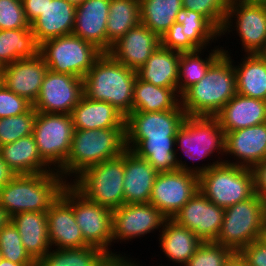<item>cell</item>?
<instances>
[{
	"instance_id": "1",
	"label": "cell",
	"mask_w": 266,
	"mask_h": 266,
	"mask_svg": "<svg viewBox=\"0 0 266 266\" xmlns=\"http://www.w3.org/2000/svg\"><path fill=\"white\" fill-rule=\"evenodd\" d=\"M223 54L209 67L206 75L180 95L187 116L215 117L236 94L234 60L222 47Z\"/></svg>"
},
{
	"instance_id": "2",
	"label": "cell",
	"mask_w": 266,
	"mask_h": 266,
	"mask_svg": "<svg viewBox=\"0 0 266 266\" xmlns=\"http://www.w3.org/2000/svg\"><path fill=\"white\" fill-rule=\"evenodd\" d=\"M137 72L102 53L83 78L84 96L110 103L125 117L132 112V99Z\"/></svg>"
},
{
	"instance_id": "3",
	"label": "cell",
	"mask_w": 266,
	"mask_h": 266,
	"mask_svg": "<svg viewBox=\"0 0 266 266\" xmlns=\"http://www.w3.org/2000/svg\"><path fill=\"white\" fill-rule=\"evenodd\" d=\"M66 184L57 171L14 175L0 189V206L9 217L21 212L46 213Z\"/></svg>"
},
{
	"instance_id": "4",
	"label": "cell",
	"mask_w": 266,
	"mask_h": 266,
	"mask_svg": "<svg viewBox=\"0 0 266 266\" xmlns=\"http://www.w3.org/2000/svg\"><path fill=\"white\" fill-rule=\"evenodd\" d=\"M126 149L125 128L75 130L69 155L58 173L71 183L88 167L116 158Z\"/></svg>"
},
{
	"instance_id": "5",
	"label": "cell",
	"mask_w": 266,
	"mask_h": 266,
	"mask_svg": "<svg viewBox=\"0 0 266 266\" xmlns=\"http://www.w3.org/2000/svg\"><path fill=\"white\" fill-rule=\"evenodd\" d=\"M266 224V202L254 194L224 210L223 222L215 242L239 253L262 238Z\"/></svg>"
},
{
	"instance_id": "6",
	"label": "cell",
	"mask_w": 266,
	"mask_h": 266,
	"mask_svg": "<svg viewBox=\"0 0 266 266\" xmlns=\"http://www.w3.org/2000/svg\"><path fill=\"white\" fill-rule=\"evenodd\" d=\"M198 189L225 209L255 194L253 173L251 168L218 163L198 176Z\"/></svg>"
},
{
	"instance_id": "7",
	"label": "cell",
	"mask_w": 266,
	"mask_h": 266,
	"mask_svg": "<svg viewBox=\"0 0 266 266\" xmlns=\"http://www.w3.org/2000/svg\"><path fill=\"white\" fill-rule=\"evenodd\" d=\"M124 152L85 169L71 184L87 199L115 210L124 204Z\"/></svg>"
},
{
	"instance_id": "8",
	"label": "cell",
	"mask_w": 266,
	"mask_h": 266,
	"mask_svg": "<svg viewBox=\"0 0 266 266\" xmlns=\"http://www.w3.org/2000/svg\"><path fill=\"white\" fill-rule=\"evenodd\" d=\"M175 145L176 152L181 151L187 160L205 161L217 152L218 163L224 162L225 132L216 117L186 116L176 133Z\"/></svg>"
},
{
	"instance_id": "9",
	"label": "cell",
	"mask_w": 266,
	"mask_h": 266,
	"mask_svg": "<svg viewBox=\"0 0 266 266\" xmlns=\"http://www.w3.org/2000/svg\"><path fill=\"white\" fill-rule=\"evenodd\" d=\"M39 54L49 70L84 78L102 52L73 34L47 40L39 45Z\"/></svg>"
},
{
	"instance_id": "10",
	"label": "cell",
	"mask_w": 266,
	"mask_h": 266,
	"mask_svg": "<svg viewBox=\"0 0 266 266\" xmlns=\"http://www.w3.org/2000/svg\"><path fill=\"white\" fill-rule=\"evenodd\" d=\"M71 114L36 111L32 135L41 159L53 170L59 171L69 155L74 135Z\"/></svg>"
},
{
	"instance_id": "11",
	"label": "cell",
	"mask_w": 266,
	"mask_h": 266,
	"mask_svg": "<svg viewBox=\"0 0 266 266\" xmlns=\"http://www.w3.org/2000/svg\"><path fill=\"white\" fill-rule=\"evenodd\" d=\"M60 195L72 206L84 241L104 252H113L110 249L113 211L87 199L71 183L64 186Z\"/></svg>"
},
{
	"instance_id": "12",
	"label": "cell",
	"mask_w": 266,
	"mask_h": 266,
	"mask_svg": "<svg viewBox=\"0 0 266 266\" xmlns=\"http://www.w3.org/2000/svg\"><path fill=\"white\" fill-rule=\"evenodd\" d=\"M233 31L241 38L245 54H257L266 42V6L250 0H232L220 38Z\"/></svg>"
},
{
	"instance_id": "13",
	"label": "cell",
	"mask_w": 266,
	"mask_h": 266,
	"mask_svg": "<svg viewBox=\"0 0 266 266\" xmlns=\"http://www.w3.org/2000/svg\"><path fill=\"white\" fill-rule=\"evenodd\" d=\"M198 191L197 175L182 170L160 172L156 176L149 203L167 219H172Z\"/></svg>"
},
{
	"instance_id": "14",
	"label": "cell",
	"mask_w": 266,
	"mask_h": 266,
	"mask_svg": "<svg viewBox=\"0 0 266 266\" xmlns=\"http://www.w3.org/2000/svg\"><path fill=\"white\" fill-rule=\"evenodd\" d=\"M167 218L151 203L123 204L112 212V241L127 242L160 232ZM161 228V229H160Z\"/></svg>"
},
{
	"instance_id": "15",
	"label": "cell",
	"mask_w": 266,
	"mask_h": 266,
	"mask_svg": "<svg viewBox=\"0 0 266 266\" xmlns=\"http://www.w3.org/2000/svg\"><path fill=\"white\" fill-rule=\"evenodd\" d=\"M83 95L82 78L48 70L32 106L37 112L71 114Z\"/></svg>"
},
{
	"instance_id": "16",
	"label": "cell",
	"mask_w": 266,
	"mask_h": 266,
	"mask_svg": "<svg viewBox=\"0 0 266 266\" xmlns=\"http://www.w3.org/2000/svg\"><path fill=\"white\" fill-rule=\"evenodd\" d=\"M126 148L146 159L158 173L182 170L199 176L218 164L215 160L207 165L188 166L176 152L175 139H126Z\"/></svg>"
},
{
	"instance_id": "17",
	"label": "cell",
	"mask_w": 266,
	"mask_h": 266,
	"mask_svg": "<svg viewBox=\"0 0 266 266\" xmlns=\"http://www.w3.org/2000/svg\"><path fill=\"white\" fill-rule=\"evenodd\" d=\"M224 210L198 191L172 220L194 232L203 242L216 241L223 222Z\"/></svg>"
},
{
	"instance_id": "18",
	"label": "cell",
	"mask_w": 266,
	"mask_h": 266,
	"mask_svg": "<svg viewBox=\"0 0 266 266\" xmlns=\"http://www.w3.org/2000/svg\"><path fill=\"white\" fill-rule=\"evenodd\" d=\"M186 116L184 109L132 111L125 120L126 139H175Z\"/></svg>"
},
{
	"instance_id": "19",
	"label": "cell",
	"mask_w": 266,
	"mask_h": 266,
	"mask_svg": "<svg viewBox=\"0 0 266 266\" xmlns=\"http://www.w3.org/2000/svg\"><path fill=\"white\" fill-rule=\"evenodd\" d=\"M48 70L39 53L32 58L18 59L2 67V84L33 105Z\"/></svg>"
},
{
	"instance_id": "20",
	"label": "cell",
	"mask_w": 266,
	"mask_h": 266,
	"mask_svg": "<svg viewBox=\"0 0 266 266\" xmlns=\"http://www.w3.org/2000/svg\"><path fill=\"white\" fill-rule=\"evenodd\" d=\"M225 156V163L247 168L263 161L266 158V122L226 132ZM228 156L236 161L229 160Z\"/></svg>"
},
{
	"instance_id": "21",
	"label": "cell",
	"mask_w": 266,
	"mask_h": 266,
	"mask_svg": "<svg viewBox=\"0 0 266 266\" xmlns=\"http://www.w3.org/2000/svg\"><path fill=\"white\" fill-rule=\"evenodd\" d=\"M160 45V37L139 23L113 44L108 53L121 64L137 72Z\"/></svg>"
},
{
	"instance_id": "22",
	"label": "cell",
	"mask_w": 266,
	"mask_h": 266,
	"mask_svg": "<svg viewBox=\"0 0 266 266\" xmlns=\"http://www.w3.org/2000/svg\"><path fill=\"white\" fill-rule=\"evenodd\" d=\"M111 0H83L75 9L73 35L108 53L107 19Z\"/></svg>"
},
{
	"instance_id": "23",
	"label": "cell",
	"mask_w": 266,
	"mask_h": 266,
	"mask_svg": "<svg viewBox=\"0 0 266 266\" xmlns=\"http://www.w3.org/2000/svg\"><path fill=\"white\" fill-rule=\"evenodd\" d=\"M46 213L51 248L55 246L56 249H72L89 246L75 220L72 206L61 195Z\"/></svg>"
},
{
	"instance_id": "24",
	"label": "cell",
	"mask_w": 266,
	"mask_h": 266,
	"mask_svg": "<svg viewBox=\"0 0 266 266\" xmlns=\"http://www.w3.org/2000/svg\"><path fill=\"white\" fill-rule=\"evenodd\" d=\"M76 5L67 0H47L44 11L31 24L38 45L73 33Z\"/></svg>"
},
{
	"instance_id": "25",
	"label": "cell",
	"mask_w": 266,
	"mask_h": 266,
	"mask_svg": "<svg viewBox=\"0 0 266 266\" xmlns=\"http://www.w3.org/2000/svg\"><path fill=\"white\" fill-rule=\"evenodd\" d=\"M158 172L131 150L124 151V204L149 203Z\"/></svg>"
},
{
	"instance_id": "26",
	"label": "cell",
	"mask_w": 266,
	"mask_h": 266,
	"mask_svg": "<svg viewBox=\"0 0 266 266\" xmlns=\"http://www.w3.org/2000/svg\"><path fill=\"white\" fill-rule=\"evenodd\" d=\"M224 132L266 122V101L236 94L215 116Z\"/></svg>"
},
{
	"instance_id": "27",
	"label": "cell",
	"mask_w": 266,
	"mask_h": 266,
	"mask_svg": "<svg viewBox=\"0 0 266 266\" xmlns=\"http://www.w3.org/2000/svg\"><path fill=\"white\" fill-rule=\"evenodd\" d=\"M71 117L75 130L125 128L126 117L110 103L94 101L83 95L73 108Z\"/></svg>"
},
{
	"instance_id": "28",
	"label": "cell",
	"mask_w": 266,
	"mask_h": 266,
	"mask_svg": "<svg viewBox=\"0 0 266 266\" xmlns=\"http://www.w3.org/2000/svg\"><path fill=\"white\" fill-rule=\"evenodd\" d=\"M0 155L14 175L53 172L41 159L32 134L1 146Z\"/></svg>"
},
{
	"instance_id": "29",
	"label": "cell",
	"mask_w": 266,
	"mask_h": 266,
	"mask_svg": "<svg viewBox=\"0 0 266 266\" xmlns=\"http://www.w3.org/2000/svg\"><path fill=\"white\" fill-rule=\"evenodd\" d=\"M26 252L37 263L50 249L47 213L21 212L10 217Z\"/></svg>"
},
{
	"instance_id": "30",
	"label": "cell",
	"mask_w": 266,
	"mask_h": 266,
	"mask_svg": "<svg viewBox=\"0 0 266 266\" xmlns=\"http://www.w3.org/2000/svg\"><path fill=\"white\" fill-rule=\"evenodd\" d=\"M159 237L160 251L164 252L168 261L178 266H184L203 242L194 232L172 219L165 221Z\"/></svg>"
},
{
	"instance_id": "31",
	"label": "cell",
	"mask_w": 266,
	"mask_h": 266,
	"mask_svg": "<svg viewBox=\"0 0 266 266\" xmlns=\"http://www.w3.org/2000/svg\"><path fill=\"white\" fill-rule=\"evenodd\" d=\"M180 52L160 45L137 71L142 81L164 88H178V69Z\"/></svg>"
},
{
	"instance_id": "32",
	"label": "cell",
	"mask_w": 266,
	"mask_h": 266,
	"mask_svg": "<svg viewBox=\"0 0 266 266\" xmlns=\"http://www.w3.org/2000/svg\"><path fill=\"white\" fill-rule=\"evenodd\" d=\"M171 109H183L180 105L178 88H164L152 83L135 80L132 111L158 112Z\"/></svg>"
},
{
	"instance_id": "33",
	"label": "cell",
	"mask_w": 266,
	"mask_h": 266,
	"mask_svg": "<svg viewBox=\"0 0 266 266\" xmlns=\"http://www.w3.org/2000/svg\"><path fill=\"white\" fill-rule=\"evenodd\" d=\"M241 61L234 65L237 93L266 101V63L258 54H244Z\"/></svg>"
},
{
	"instance_id": "34",
	"label": "cell",
	"mask_w": 266,
	"mask_h": 266,
	"mask_svg": "<svg viewBox=\"0 0 266 266\" xmlns=\"http://www.w3.org/2000/svg\"><path fill=\"white\" fill-rule=\"evenodd\" d=\"M206 50L199 49L194 52H180L178 71V94L199 82L207 73L209 67L224 53L222 46H214L207 57L202 58Z\"/></svg>"
},
{
	"instance_id": "35",
	"label": "cell",
	"mask_w": 266,
	"mask_h": 266,
	"mask_svg": "<svg viewBox=\"0 0 266 266\" xmlns=\"http://www.w3.org/2000/svg\"><path fill=\"white\" fill-rule=\"evenodd\" d=\"M39 53L31 29L0 30V66L11 64L18 59L32 58Z\"/></svg>"
},
{
	"instance_id": "36",
	"label": "cell",
	"mask_w": 266,
	"mask_h": 266,
	"mask_svg": "<svg viewBox=\"0 0 266 266\" xmlns=\"http://www.w3.org/2000/svg\"><path fill=\"white\" fill-rule=\"evenodd\" d=\"M140 23V0H111L107 19L108 52L128 30Z\"/></svg>"
},
{
	"instance_id": "37",
	"label": "cell",
	"mask_w": 266,
	"mask_h": 266,
	"mask_svg": "<svg viewBox=\"0 0 266 266\" xmlns=\"http://www.w3.org/2000/svg\"><path fill=\"white\" fill-rule=\"evenodd\" d=\"M182 0H140V23L161 37L175 23Z\"/></svg>"
},
{
	"instance_id": "38",
	"label": "cell",
	"mask_w": 266,
	"mask_h": 266,
	"mask_svg": "<svg viewBox=\"0 0 266 266\" xmlns=\"http://www.w3.org/2000/svg\"><path fill=\"white\" fill-rule=\"evenodd\" d=\"M175 22L182 24L184 35L198 49H206L214 40L218 42L220 39V32L203 15L195 11L181 8Z\"/></svg>"
},
{
	"instance_id": "39",
	"label": "cell",
	"mask_w": 266,
	"mask_h": 266,
	"mask_svg": "<svg viewBox=\"0 0 266 266\" xmlns=\"http://www.w3.org/2000/svg\"><path fill=\"white\" fill-rule=\"evenodd\" d=\"M105 252L97 247L54 249L51 248L37 266H95Z\"/></svg>"
},
{
	"instance_id": "40",
	"label": "cell",
	"mask_w": 266,
	"mask_h": 266,
	"mask_svg": "<svg viewBox=\"0 0 266 266\" xmlns=\"http://www.w3.org/2000/svg\"><path fill=\"white\" fill-rule=\"evenodd\" d=\"M35 119L36 110L33 106L24 114L0 118V147L31 135Z\"/></svg>"
},
{
	"instance_id": "41",
	"label": "cell",
	"mask_w": 266,
	"mask_h": 266,
	"mask_svg": "<svg viewBox=\"0 0 266 266\" xmlns=\"http://www.w3.org/2000/svg\"><path fill=\"white\" fill-rule=\"evenodd\" d=\"M0 252L2 258L16 264H37L26 252L21 236L11 221L0 229Z\"/></svg>"
},
{
	"instance_id": "42",
	"label": "cell",
	"mask_w": 266,
	"mask_h": 266,
	"mask_svg": "<svg viewBox=\"0 0 266 266\" xmlns=\"http://www.w3.org/2000/svg\"><path fill=\"white\" fill-rule=\"evenodd\" d=\"M233 254L215 241L202 242L184 266H224Z\"/></svg>"
},
{
	"instance_id": "43",
	"label": "cell",
	"mask_w": 266,
	"mask_h": 266,
	"mask_svg": "<svg viewBox=\"0 0 266 266\" xmlns=\"http://www.w3.org/2000/svg\"><path fill=\"white\" fill-rule=\"evenodd\" d=\"M232 0H182L184 8L203 15L219 32Z\"/></svg>"
},
{
	"instance_id": "44",
	"label": "cell",
	"mask_w": 266,
	"mask_h": 266,
	"mask_svg": "<svg viewBox=\"0 0 266 266\" xmlns=\"http://www.w3.org/2000/svg\"><path fill=\"white\" fill-rule=\"evenodd\" d=\"M31 29L22 0H0V30Z\"/></svg>"
},
{
	"instance_id": "45",
	"label": "cell",
	"mask_w": 266,
	"mask_h": 266,
	"mask_svg": "<svg viewBox=\"0 0 266 266\" xmlns=\"http://www.w3.org/2000/svg\"><path fill=\"white\" fill-rule=\"evenodd\" d=\"M32 107L25 98L20 97L4 84L0 85V118L24 114Z\"/></svg>"
},
{
	"instance_id": "46",
	"label": "cell",
	"mask_w": 266,
	"mask_h": 266,
	"mask_svg": "<svg viewBox=\"0 0 266 266\" xmlns=\"http://www.w3.org/2000/svg\"><path fill=\"white\" fill-rule=\"evenodd\" d=\"M181 23H173L170 29L164 33L161 39V45L167 49L178 52H194L199 50L187 36L183 33Z\"/></svg>"
},
{
	"instance_id": "47",
	"label": "cell",
	"mask_w": 266,
	"mask_h": 266,
	"mask_svg": "<svg viewBox=\"0 0 266 266\" xmlns=\"http://www.w3.org/2000/svg\"><path fill=\"white\" fill-rule=\"evenodd\" d=\"M247 266H266V242L261 238L239 252Z\"/></svg>"
},
{
	"instance_id": "48",
	"label": "cell",
	"mask_w": 266,
	"mask_h": 266,
	"mask_svg": "<svg viewBox=\"0 0 266 266\" xmlns=\"http://www.w3.org/2000/svg\"><path fill=\"white\" fill-rule=\"evenodd\" d=\"M254 192L266 202V158L252 168Z\"/></svg>"
},
{
	"instance_id": "49",
	"label": "cell",
	"mask_w": 266,
	"mask_h": 266,
	"mask_svg": "<svg viewBox=\"0 0 266 266\" xmlns=\"http://www.w3.org/2000/svg\"><path fill=\"white\" fill-rule=\"evenodd\" d=\"M118 252H105L95 266H140L133 258L126 257Z\"/></svg>"
},
{
	"instance_id": "50",
	"label": "cell",
	"mask_w": 266,
	"mask_h": 266,
	"mask_svg": "<svg viewBox=\"0 0 266 266\" xmlns=\"http://www.w3.org/2000/svg\"><path fill=\"white\" fill-rule=\"evenodd\" d=\"M25 17L31 24L44 11L47 0H22Z\"/></svg>"
},
{
	"instance_id": "51",
	"label": "cell",
	"mask_w": 266,
	"mask_h": 266,
	"mask_svg": "<svg viewBox=\"0 0 266 266\" xmlns=\"http://www.w3.org/2000/svg\"><path fill=\"white\" fill-rule=\"evenodd\" d=\"M14 176L13 172L3 162L0 155V189L5 186Z\"/></svg>"
},
{
	"instance_id": "52",
	"label": "cell",
	"mask_w": 266,
	"mask_h": 266,
	"mask_svg": "<svg viewBox=\"0 0 266 266\" xmlns=\"http://www.w3.org/2000/svg\"><path fill=\"white\" fill-rule=\"evenodd\" d=\"M224 266H247L239 253H234Z\"/></svg>"
},
{
	"instance_id": "53",
	"label": "cell",
	"mask_w": 266,
	"mask_h": 266,
	"mask_svg": "<svg viewBox=\"0 0 266 266\" xmlns=\"http://www.w3.org/2000/svg\"><path fill=\"white\" fill-rule=\"evenodd\" d=\"M10 221L7 212L0 206V229Z\"/></svg>"
},
{
	"instance_id": "54",
	"label": "cell",
	"mask_w": 266,
	"mask_h": 266,
	"mask_svg": "<svg viewBox=\"0 0 266 266\" xmlns=\"http://www.w3.org/2000/svg\"><path fill=\"white\" fill-rule=\"evenodd\" d=\"M0 266H37V264H16L10 260L2 258L0 261Z\"/></svg>"
},
{
	"instance_id": "55",
	"label": "cell",
	"mask_w": 266,
	"mask_h": 266,
	"mask_svg": "<svg viewBox=\"0 0 266 266\" xmlns=\"http://www.w3.org/2000/svg\"><path fill=\"white\" fill-rule=\"evenodd\" d=\"M266 63V42L263 45V47L261 48V50L257 53Z\"/></svg>"
},
{
	"instance_id": "56",
	"label": "cell",
	"mask_w": 266,
	"mask_h": 266,
	"mask_svg": "<svg viewBox=\"0 0 266 266\" xmlns=\"http://www.w3.org/2000/svg\"><path fill=\"white\" fill-rule=\"evenodd\" d=\"M250 1L257 3L259 5L266 6V0H250Z\"/></svg>"
},
{
	"instance_id": "57",
	"label": "cell",
	"mask_w": 266,
	"mask_h": 266,
	"mask_svg": "<svg viewBox=\"0 0 266 266\" xmlns=\"http://www.w3.org/2000/svg\"><path fill=\"white\" fill-rule=\"evenodd\" d=\"M262 239L266 242V224H265V227L263 229Z\"/></svg>"
},
{
	"instance_id": "58",
	"label": "cell",
	"mask_w": 266,
	"mask_h": 266,
	"mask_svg": "<svg viewBox=\"0 0 266 266\" xmlns=\"http://www.w3.org/2000/svg\"><path fill=\"white\" fill-rule=\"evenodd\" d=\"M70 1L71 3L78 5L80 2H82L83 0H67Z\"/></svg>"
},
{
	"instance_id": "59",
	"label": "cell",
	"mask_w": 266,
	"mask_h": 266,
	"mask_svg": "<svg viewBox=\"0 0 266 266\" xmlns=\"http://www.w3.org/2000/svg\"><path fill=\"white\" fill-rule=\"evenodd\" d=\"M2 84V72H0V85Z\"/></svg>"
}]
</instances>
